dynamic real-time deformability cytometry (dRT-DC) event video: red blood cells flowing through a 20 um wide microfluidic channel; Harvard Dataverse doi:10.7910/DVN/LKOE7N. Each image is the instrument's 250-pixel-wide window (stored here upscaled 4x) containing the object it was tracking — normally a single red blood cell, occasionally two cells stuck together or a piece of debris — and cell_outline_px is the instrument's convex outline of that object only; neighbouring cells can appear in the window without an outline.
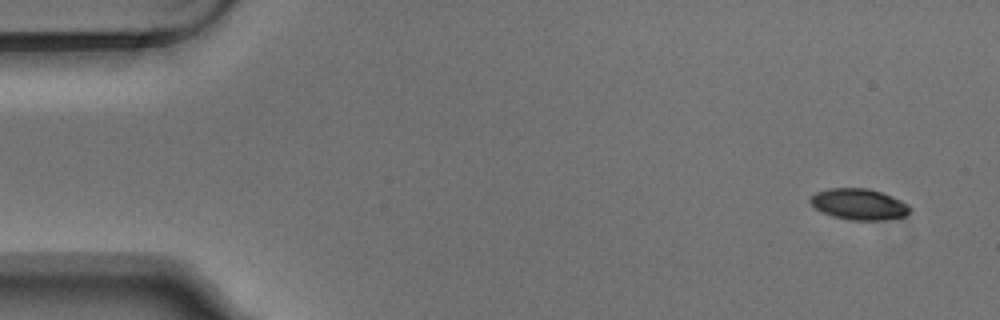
{"species": "Egyptian fruit bat (a non-hibernating species)", "species_latin": "Rousettus aegyptiacus", "temperature_condition": "warm", "stored_images_in_passage": 6, "camera_frame_rate_fps": 3000, "um_per_image_px": 0.085, "animal": {"sex": "male"}, "frame": {"image": 1, "passage_image": 1, "time_ms": 0.0, "image_size_px": [1000, 320], "cell_outline_px": [[912, 212], [904, 216], [880, 220], [852, 220], [832, 216], [816, 208], [808, 200], [816, 192], [828, 188], [868, 188], [892, 196], [908, 204], [912, 208]], "centroid_in_image_um": [73.03, 17.35], "position_along_channel_um": 12.0, "area_um2": 17.98}}
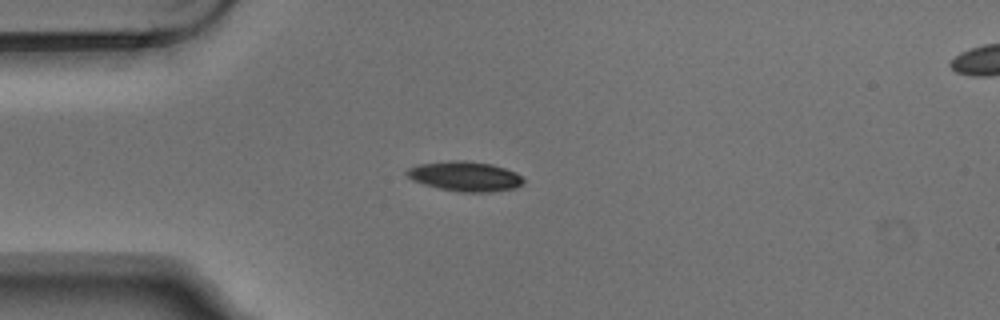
{"frame": {"image": 2, "passage_image": 4, "time_ms": 1.0, "image_size_px": [1000, 320], "cell_outline_px": [[524, 184], [516, 188], [492, 192], [460, 192], [440, 188], [424, 184], [412, 180], [404, 172], [408, 168], [416, 164], [448, 160], [464, 160], [492, 164], [516, 172], [524, 180]], "centroid_in_image_um": [39.52, 14.98], "position_along_channel_um": 45.5, "area_um2": 20.46}}
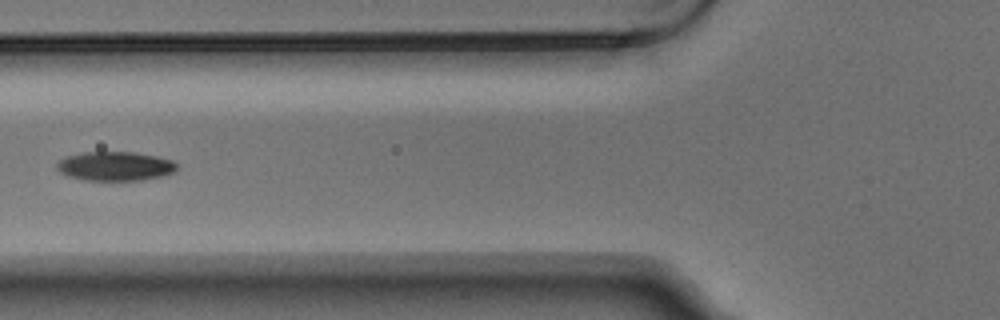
{"frame": {"image": 3, "passage_image": 6, "time_ms": 1.667, "image_size_px": [1000, 320], "cell_outline_px": [[176, 168], [172, 172], [160, 176], [140, 180], [84, 180], [68, 176], [60, 172], [56, 168], [56, 164], [64, 156], [84, 152], [136, 152], [156, 156], [172, 160], [176, 164]], "centroid_in_image_um": [9.73, 14.11], "position_along_channel_um": 116.1, "area_um2": 20.29}}